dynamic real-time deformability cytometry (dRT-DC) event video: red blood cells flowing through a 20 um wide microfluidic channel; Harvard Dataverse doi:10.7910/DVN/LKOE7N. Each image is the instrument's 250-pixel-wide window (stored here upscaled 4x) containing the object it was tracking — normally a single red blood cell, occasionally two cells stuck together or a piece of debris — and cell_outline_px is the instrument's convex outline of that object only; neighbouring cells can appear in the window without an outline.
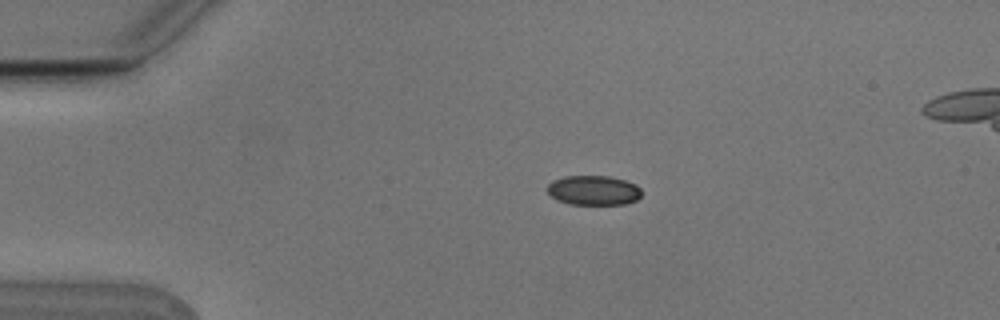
{"species": "Egyptian fruit bat (a non-hibernating species)", "species_latin": "Rousettus aegyptiacus", "temperature_condition": "cold", "stored_images_in_passage": 6, "camera_frame_rate_fps": 3000, "um_per_image_px": 0.085, "animal": {"sex": "male"}, "frame": {"image": 1, "passage_image": 3, "time_ms": 0.667, "image_size_px": [1000, 320], "cell_outline_px": [[640, 196], [636, 200], [624, 204], [568, 204], [556, 200], [544, 188], [552, 180], [564, 176], [608, 176], [624, 180], [636, 184], [640, 188]], "centroid_in_image_um": [50.4, 16.17], "position_along_channel_um": 34.6, "area_um2": 16.36}}